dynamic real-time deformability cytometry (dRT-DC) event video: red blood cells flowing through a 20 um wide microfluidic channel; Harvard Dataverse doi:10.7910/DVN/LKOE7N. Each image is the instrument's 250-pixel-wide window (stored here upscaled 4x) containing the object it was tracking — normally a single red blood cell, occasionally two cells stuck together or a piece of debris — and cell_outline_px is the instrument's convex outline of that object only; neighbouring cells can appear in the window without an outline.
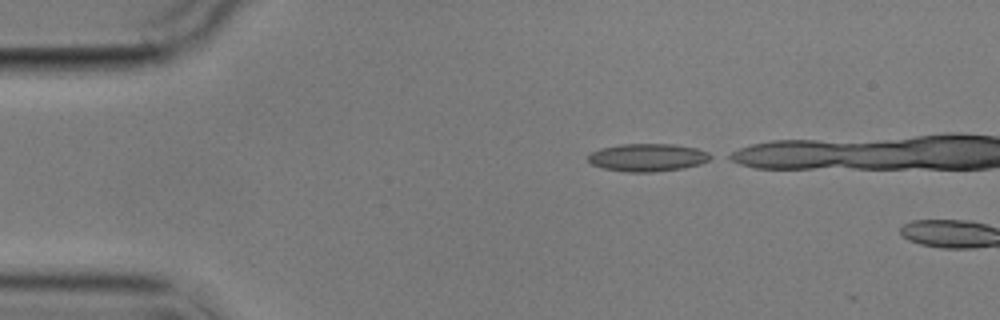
{"species": "common noctule bat (a hibernating species)", "species_latin": "Nyctalus noctula", "temperature_condition": "cold", "stored_images_in_passage": 2, "camera_frame_rate_fps": 3000, "um_per_image_px": 0.085, "animal": {"sex": "male", "body_mass_g": 17.9}, "frame": {"image": 1, "passage_image": 1, "time_ms": 0.0, "image_size_px": [1000, 320], "cell_outline_px": [[716, 156], [700, 164], [684, 168], [652, 172], [624, 172], [604, 168], [592, 164], [588, 160], [588, 156], [592, 152], [600, 148], [620, 144], [672, 144], [696, 148], [708, 152]], "centroid_in_image_um": [55.07, 13.38], "position_along_channel_um": 29.9, "area_um2": 19.88}}